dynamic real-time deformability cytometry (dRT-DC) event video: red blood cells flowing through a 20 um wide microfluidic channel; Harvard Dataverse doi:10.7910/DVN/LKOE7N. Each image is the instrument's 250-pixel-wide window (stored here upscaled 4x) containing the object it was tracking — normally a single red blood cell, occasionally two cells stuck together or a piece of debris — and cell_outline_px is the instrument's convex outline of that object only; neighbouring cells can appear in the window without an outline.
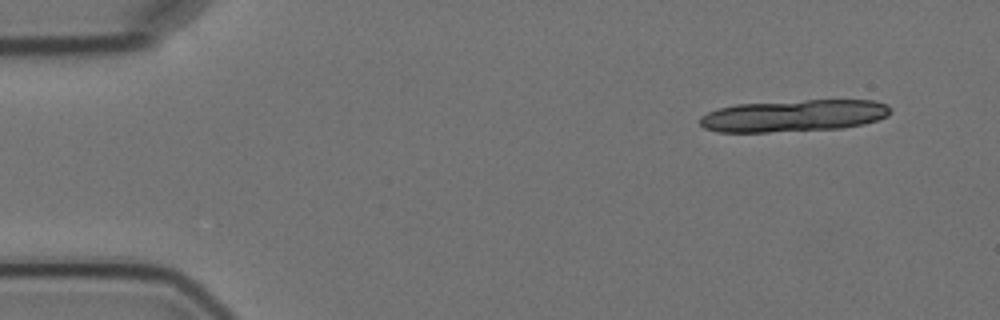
{"species": "Egyptian fruit bat (a non-hibernating species)", "species_latin": "Rousettus aegyptiacus", "temperature_condition": "cold", "stored_images_in_passage": 15, "segment_of_instrument_passage": [1, 2], "camera_frame_rate_fps": 3000, "um_per_image_px": 0.085, "animal": {"sex": "female"}, "frame": {"image": 1, "passage_image": 1, "time_ms": 0.0, "image_size_px": [1000, 320], "cell_outline_px": [[892, 112], [888, 116], [864, 124], [840, 128], [768, 132], [720, 132], [704, 128], [700, 124], [700, 116], [708, 112], [720, 108], [736, 104], [804, 100], [872, 100], [888, 104]], "centroid_in_image_um": [67.48, 9.83], "position_along_channel_um": 17.5, "area_um2": 35.49}}